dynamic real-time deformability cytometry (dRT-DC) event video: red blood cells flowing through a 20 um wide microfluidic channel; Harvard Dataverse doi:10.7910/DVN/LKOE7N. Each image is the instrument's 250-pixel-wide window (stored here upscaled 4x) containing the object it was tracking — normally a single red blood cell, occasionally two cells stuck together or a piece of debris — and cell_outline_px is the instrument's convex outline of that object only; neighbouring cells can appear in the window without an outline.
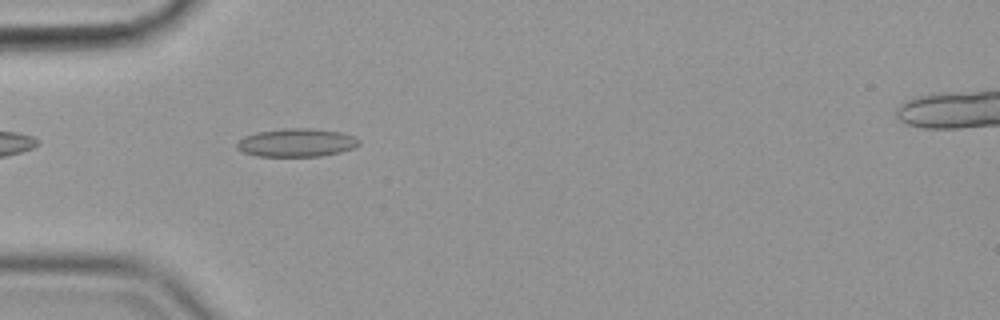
{"species": "common noctule bat (a hibernating species)", "species_latin": "Nyctalus noctula", "temperature_condition": "cold", "stored_images_in_passage": 43, "camera_frame_rate_fps": 3000, "um_per_image_px": 0.085, "animal": {"sex": "female", "body_mass_g": 19.9}, "frame": {"image": 1, "passage_image": 4, "time_ms": 1.0, "image_size_px": [1000, 320], "cell_outline_px": [[360, 144], [352, 148], [340, 152], [320, 156], [256, 156], [244, 152], [236, 148], [236, 144], [244, 136], [256, 132], [284, 128], [312, 128], [340, 132], [352, 136], [360, 140]], "centroid_in_image_um": [25.19, 12.12], "position_along_channel_um": 59.8, "area_um2": 20.06}}
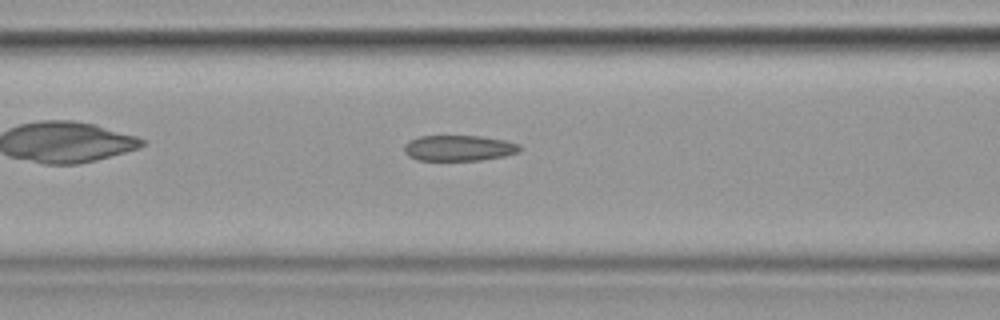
{"frame": {"image": 2, "passage_image": 10, "time_ms": 3.0, "image_size_px": [1000, 320], "cell_outline_px": [[520, 152], [504, 156], [480, 160], [416, 160], [408, 156], [404, 152], [404, 144], [408, 140], [420, 136], [480, 136], [504, 140], [520, 144]], "centroid_in_image_um": [38.98, 12.58], "position_along_channel_um": 127.6, "area_um2": 17.4}}
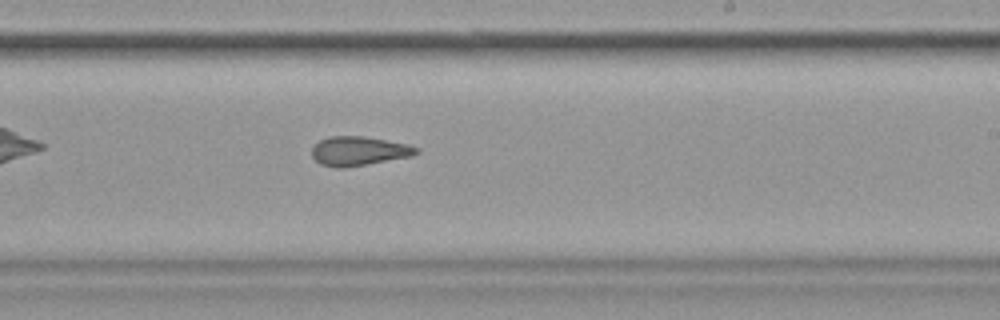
{"frame": {"image": 3, "passage_image": 21, "time_ms": 6.667, "image_size_px": [1000, 320], "cell_outline_px": [[420, 152], [412, 156], [344, 168], [336, 168], [320, 164], [312, 156], [312, 148], [320, 140], [328, 136], [364, 136], [408, 144], [420, 148]], "centroid_in_image_um": [30.51, 12.83], "position_along_channel_um": 258.5, "area_um2": 17.8}, "authors_computed_cell_mechanics": {"area_um2": 18.207, "velocity_mm_per_s": 3.5872, "shape_relaxation_time_tau1_ms": null, "shape_relaxation_time_tau2_ms": 2.5168, "deformation_change_tau1": null, "deformation_change_tau2": 0.1087}}